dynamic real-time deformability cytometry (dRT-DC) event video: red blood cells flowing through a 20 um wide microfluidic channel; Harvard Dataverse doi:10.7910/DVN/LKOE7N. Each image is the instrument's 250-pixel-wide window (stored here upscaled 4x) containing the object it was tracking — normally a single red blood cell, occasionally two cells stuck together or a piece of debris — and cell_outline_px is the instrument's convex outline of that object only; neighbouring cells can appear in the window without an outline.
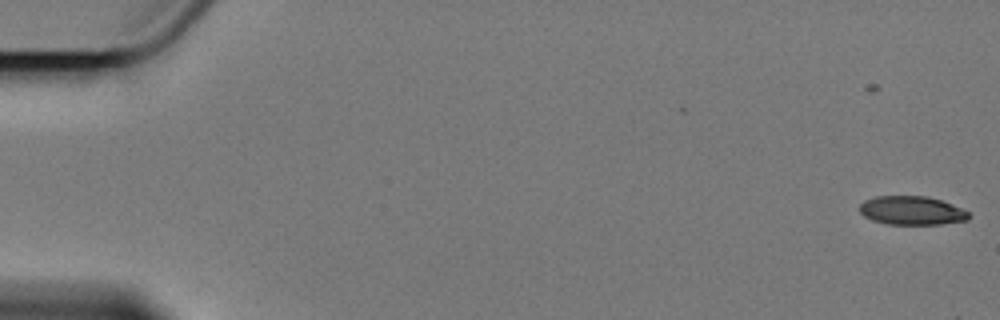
{"species": "Egyptian fruit bat (a non-hibernating species)", "species_latin": "Rousettus aegyptiacus", "temperature_condition": "cold", "stored_images_in_passage": 4, "camera_frame_rate_fps": 3000, "um_per_image_px": 0.085, "animal": {"sex": "female"}, "frame": {"image": 1, "passage_image": 1, "time_ms": 0.0, "image_size_px": [1000, 320], "cell_outline_px": [[968, 220], [940, 224], [888, 224], [872, 220], [864, 216], [860, 212], [860, 204], [864, 200], [876, 196], [928, 196], [940, 200], [960, 208], [968, 212]], "centroid_in_image_um": [77.46, 17.89], "position_along_channel_um": 7.5, "area_um2": 18.09}}